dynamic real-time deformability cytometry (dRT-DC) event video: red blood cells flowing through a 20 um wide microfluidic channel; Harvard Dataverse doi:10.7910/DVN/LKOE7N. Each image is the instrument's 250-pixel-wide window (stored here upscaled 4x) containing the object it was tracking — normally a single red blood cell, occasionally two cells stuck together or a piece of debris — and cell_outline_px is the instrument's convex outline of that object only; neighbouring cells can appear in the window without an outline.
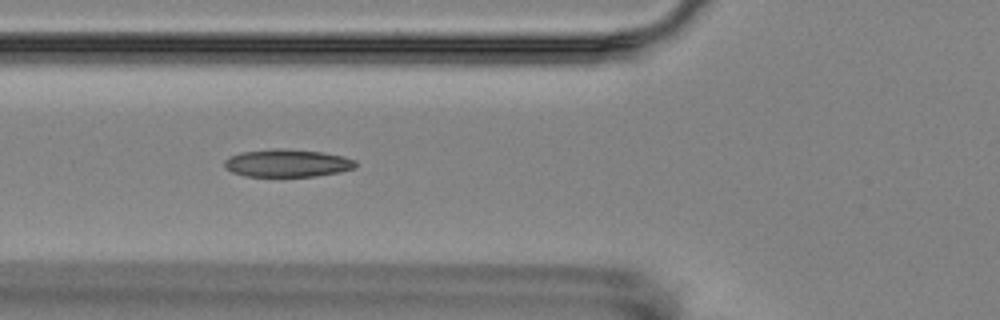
{"species": "Egyptian fruit bat (a non-hibernating species)", "species_latin": "Rousettus aegyptiacus", "temperature_condition": "room temperature", "stored_images_in_passage": 8, "camera_frame_rate_fps": 3000, "um_per_image_px": 0.085, "animal": {"sex": "female"}, "frame": {"image": 1, "passage_image": 5, "time_ms": 4.333, "image_size_px": [1000, 320], "cell_outline_px": [[356, 168], [340, 172], [316, 176], [244, 176], [232, 172], [224, 168], [224, 160], [228, 156], [240, 152], [272, 148], [284, 148], [324, 152], [344, 156], [356, 160]], "centroid_in_image_um": [24.41, 13.85], "position_along_channel_um": 101.4, "area_um2": 21.56}}
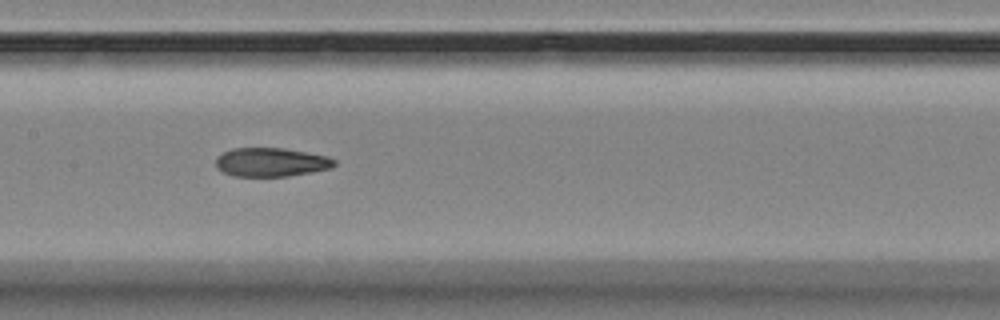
{"frame": {"image": 2, "passage_image": 7, "time_ms": 6.667, "image_size_px": [1000, 320], "cell_outline_px": [[336, 164], [332, 168], [312, 172], [288, 176], [232, 176], [216, 168], [216, 156], [232, 148], [284, 148], [308, 152], [328, 156], [336, 160]], "centroid_in_image_um": [23.06, 13.78], "position_along_channel_um": 184.3, "area_um2": 20.06}}
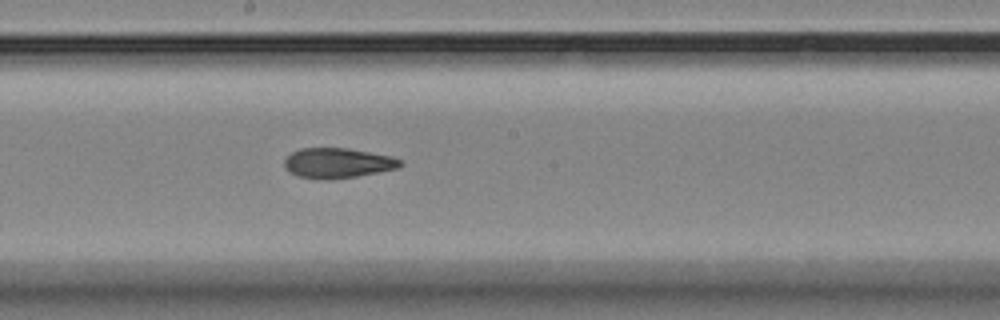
{"frame": {"image": 3, "passage_image": 8, "time_ms": 7.667, "image_size_px": [1000, 320], "cell_outline_px": [[404, 164], [400, 168], [356, 176], [332, 180], [320, 180], [300, 176], [288, 172], [284, 168], [284, 160], [292, 152], [300, 148], [348, 148], [392, 156], [400, 160]], "centroid_in_image_um": [28.7, 13.86], "position_along_channel_um": 219.5, "area_um2": 20.52}}